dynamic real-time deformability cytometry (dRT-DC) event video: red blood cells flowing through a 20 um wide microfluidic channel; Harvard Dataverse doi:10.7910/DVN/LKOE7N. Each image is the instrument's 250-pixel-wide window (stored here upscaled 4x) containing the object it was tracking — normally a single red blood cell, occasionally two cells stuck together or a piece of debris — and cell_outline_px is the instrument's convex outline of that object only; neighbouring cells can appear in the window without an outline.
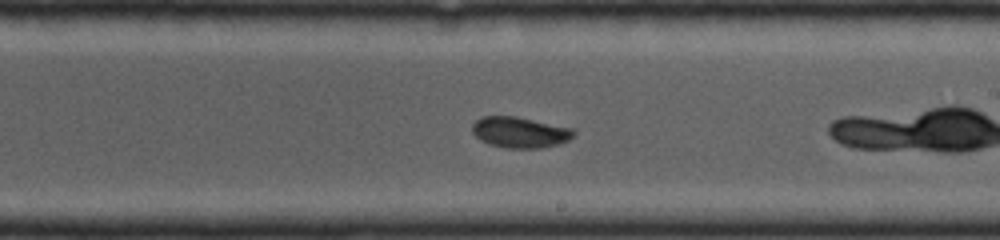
{"species": "common noctule bat (a hibernating species)", "species_latin": "Nyctalus noctula", "temperature_condition": "cold", "stored_images_in_passage": 32, "camera_frame_rate_fps": 4000, "um_per_image_px": 0.085, "animal": {"sex": "female", "body_mass_g": 19.0, "forearm_length_mm": 53.3}, "frame": {"image": 1, "passage_image": 14, "time_ms": 3.25, "image_size_px": [1000, 240], "cell_outline_px": [[576, 132], [568, 140], [556, 144], [540, 148], [508, 148], [488, 144], [480, 140], [472, 132], [472, 124], [480, 116], [516, 116], [572, 128]], "centroid_in_image_um": [44.15, 11.24], "position_along_channel_um": 244.9, "area_um2": 18.21}}
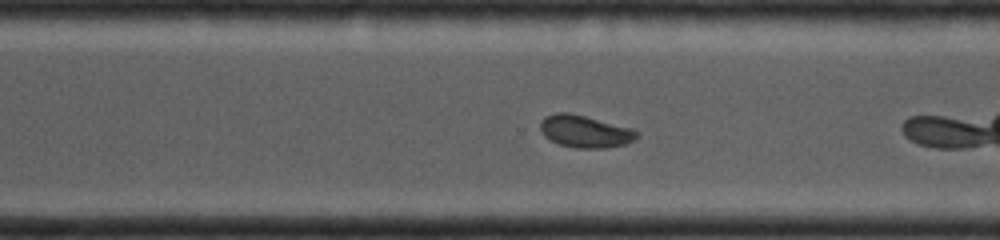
{"frame": {"image": 2, "passage_image": 19, "time_ms": 4.5, "image_size_px": [1000, 240], "cell_outline_px": [[640, 132], [632, 140], [624, 144], [608, 148], [576, 148], [560, 144], [548, 140], [544, 136], [540, 128], [540, 120], [544, 116], [556, 112], [568, 112], [632, 128]], "centroid_in_image_um": [49.68, 11.17], "position_along_channel_um": 320.9, "area_um2": 18.15}}